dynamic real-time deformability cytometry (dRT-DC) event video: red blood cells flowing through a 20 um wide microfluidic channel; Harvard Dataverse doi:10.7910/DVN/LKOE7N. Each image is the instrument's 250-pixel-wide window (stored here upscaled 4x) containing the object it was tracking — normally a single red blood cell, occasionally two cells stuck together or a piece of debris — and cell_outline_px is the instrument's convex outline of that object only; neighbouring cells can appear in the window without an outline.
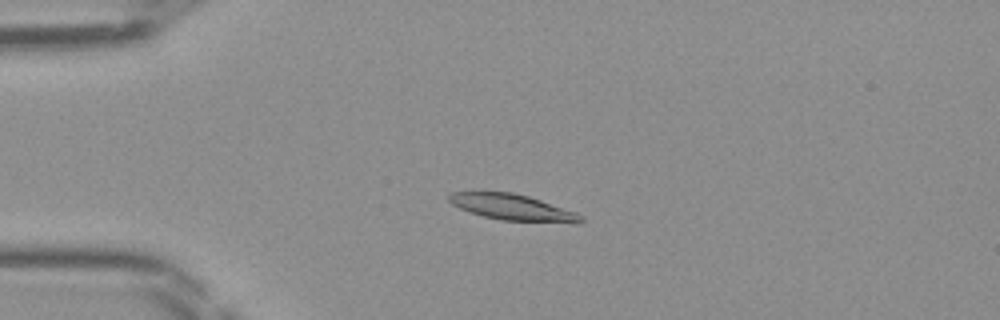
{"species": "Egyptian fruit bat (a non-hibernating species)", "species_latin": "Rousettus aegyptiacus", "temperature_condition": "room temperature", "stored_images_in_passage": 48, "camera_frame_rate_fps": 3000, "um_per_image_px": 0.085, "frame": {"image": 1, "passage_image": 12, "time_ms": 3.667, "image_size_px": [1000, 320], "cell_outline_px": [[584, 220], [580, 224], [500, 220], [484, 216], [460, 208], [452, 204], [448, 200], [448, 196], [452, 192], [512, 192], [528, 196], [576, 212], [584, 216]], "centroid_in_image_um": [43.64, 17.64], "position_along_channel_um": 41.4, "area_um2": 20.06}}
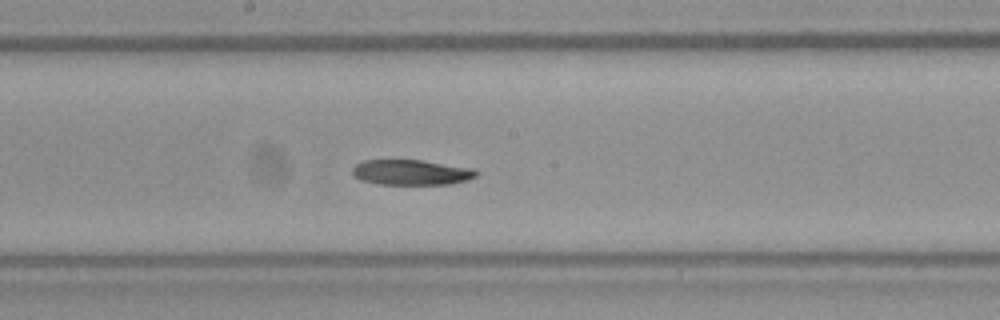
{"frame": {"image": 2, "passage_image": 26, "time_ms": 8.333, "image_size_px": [1000, 320], "cell_outline_px": [[480, 172], [476, 176], [468, 180], [452, 184], [376, 184], [360, 180], [352, 172], [352, 168], [356, 164], [364, 160], [424, 160], [476, 168]], "centroid_in_image_um": [35.02, 14.64], "position_along_channel_um": 213.2, "area_um2": 18.55}}
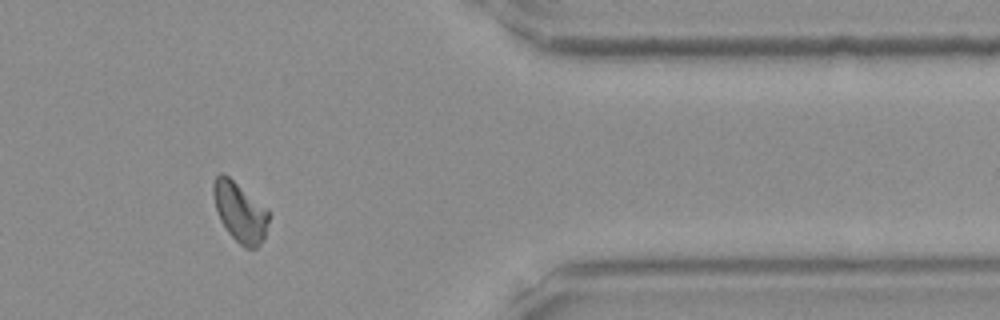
{"frame": {"image": 3, "passage_image": 40, "time_ms": 13.0, "image_size_px": [1000, 320], "cell_outline_px": [[268, 220], [264, 236], [260, 244], [256, 248], [244, 248], [228, 232], [220, 220], [216, 208], [212, 192], [212, 184], [216, 176], [220, 172], [224, 172], [268, 208]], "centroid_in_image_um": [20.38, 17.98], "position_along_channel_um": 391.0, "area_um2": 19.31}}